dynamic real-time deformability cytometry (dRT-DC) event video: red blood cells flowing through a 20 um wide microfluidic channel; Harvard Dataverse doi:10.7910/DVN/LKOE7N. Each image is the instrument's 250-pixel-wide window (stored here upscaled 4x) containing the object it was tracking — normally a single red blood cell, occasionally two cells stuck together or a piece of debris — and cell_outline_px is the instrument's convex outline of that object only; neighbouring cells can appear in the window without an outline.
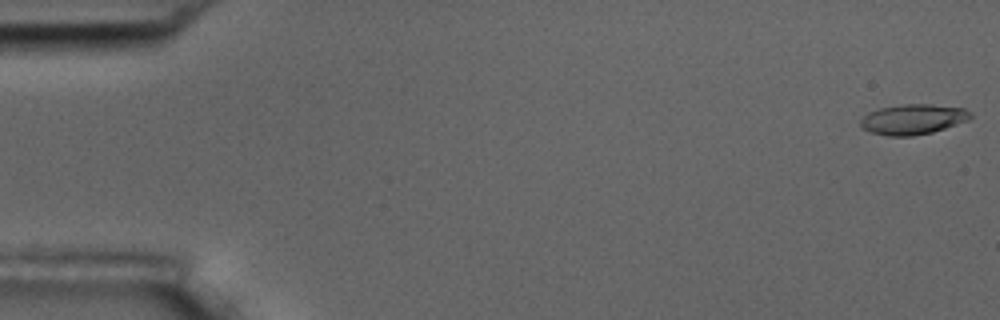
{"species": "common noctule bat (a hibernating species)", "species_latin": "Nyctalus noctula", "temperature_condition": "room temperature", "stored_images_in_passage": 56, "camera_frame_rate_fps": 3000, "um_per_image_px": 0.085, "animal": {"sex": "male", "body_mass_g": 17.5, "forearm_length_mm": 52.3}, "frame": {"image": 1, "passage_image": 1, "time_ms": 0.0, "image_size_px": [1000, 320], "cell_outline_px": [[972, 116], [968, 120], [932, 132], [912, 136], [888, 136], [872, 132], [864, 128], [860, 124], [860, 120], [868, 112], [880, 108], [900, 104], [932, 104], [964, 108], [972, 112]], "centroid_in_image_um": [77.62, 10.13], "position_along_channel_um": 7.4, "area_um2": 19.31}}
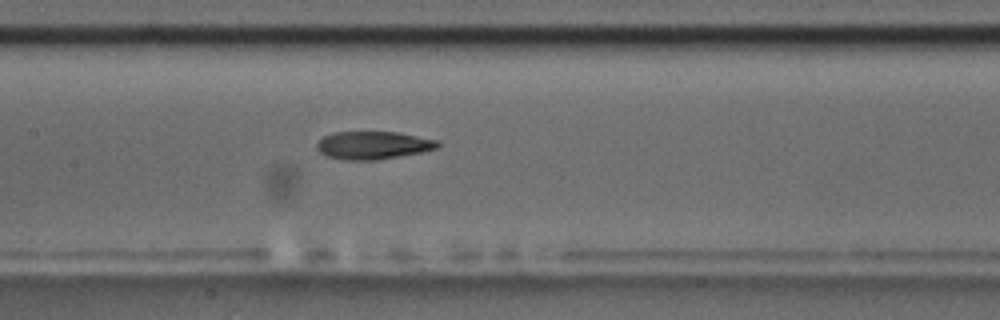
{"frame": {"image": 2, "passage_image": 27, "time_ms": 8.667, "image_size_px": [1000, 320], "cell_outline_px": [[440, 144], [436, 148], [420, 152], [376, 160], [344, 160], [328, 156], [320, 152], [316, 148], [316, 144], [324, 136], [332, 132], [400, 132], [436, 140]], "centroid_in_image_um": [31.68, 12.34], "position_along_channel_um": 175.7, "area_um2": 19.48}}
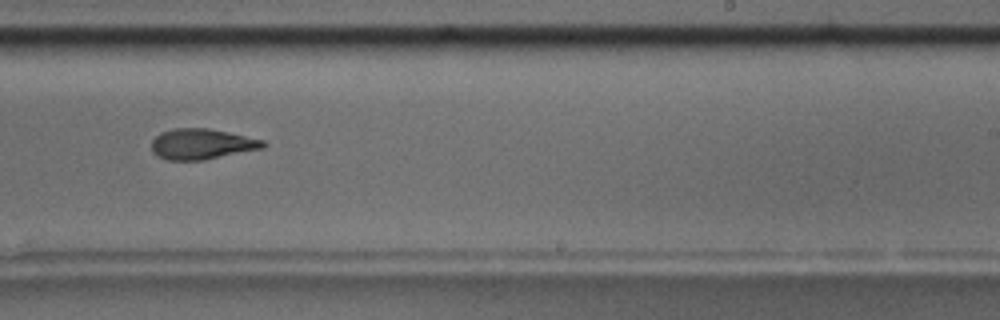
{"frame": {"image": 3, "passage_image": 35, "time_ms": 11.333, "image_size_px": [1000, 320], "cell_outline_px": [[268, 144], [264, 148], [204, 160], [168, 160], [156, 156], [152, 152], [152, 140], [160, 132], [172, 128], [208, 128], [228, 132], [264, 140]], "centroid_in_image_um": [17.14, 12.24], "position_along_channel_um": 271.9, "area_um2": 20.06}, "authors_computed_cell_mechanics": {"area_um2": 19.8543, "velocity_mm_per_s": 3.6168, "shape_relaxation_time_tau1_ms": 4.9801, "shape_relaxation_time_tau2_ms": 4.0532, "deformation_change_tau1": 0.1879, "deformation_change_tau2": 0.1278}}